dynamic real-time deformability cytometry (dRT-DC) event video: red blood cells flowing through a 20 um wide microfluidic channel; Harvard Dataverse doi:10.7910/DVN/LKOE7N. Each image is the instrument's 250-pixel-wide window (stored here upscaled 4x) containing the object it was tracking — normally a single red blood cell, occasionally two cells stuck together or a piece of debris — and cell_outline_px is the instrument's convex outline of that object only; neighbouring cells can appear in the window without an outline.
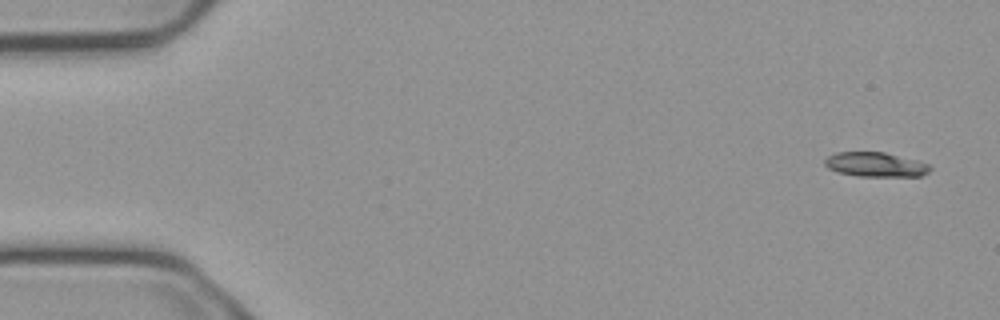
{"species": "common noctule bat (a hibernating species)", "species_latin": "Nyctalus noctula", "temperature_condition": "cold", "stored_images_in_passage": 6, "camera_frame_rate_fps": 3000, "um_per_image_px": 0.085, "animal": {"sex": "male", "body_mass_g": 23.1, "forearm_length_mm": 52.7}, "frame": {"image": 1, "passage_image": 1, "time_ms": 0.0, "image_size_px": [1000, 320], "cell_outline_px": [[932, 168], [928, 172], [920, 176], [860, 176], [836, 172], [828, 168], [824, 164], [824, 160], [828, 156], [836, 152], [884, 152], [916, 160], [928, 164]], "centroid_in_image_um": [74.39, 13.98], "position_along_channel_um": 10.6, "area_um2": 14.97}}
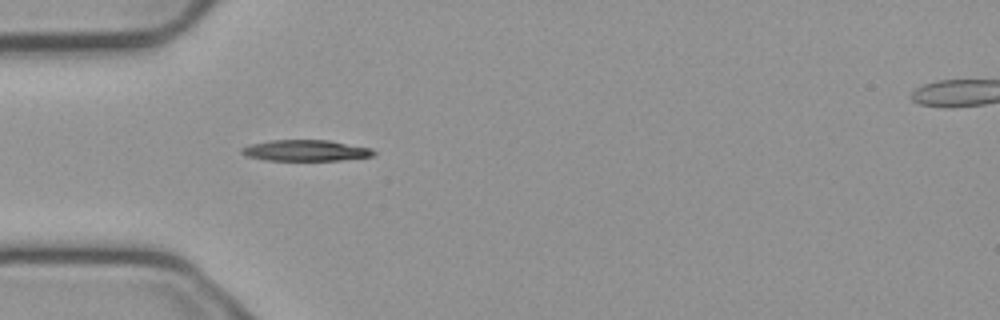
{"frame": {"image": 2, "passage_image": 5, "time_ms": 1.333, "image_size_px": [1000, 320], "cell_outline_px": [[376, 152], [372, 156], [340, 160], [264, 160], [244, 156], [240, 152], [240, 148], [252, 144], [272, 140], [328, 140], [372, 148]], "centroid_in_image_um": [25.95, 12.79], "position_along_channel_um": 59.0, "area_um2": 16.18}}